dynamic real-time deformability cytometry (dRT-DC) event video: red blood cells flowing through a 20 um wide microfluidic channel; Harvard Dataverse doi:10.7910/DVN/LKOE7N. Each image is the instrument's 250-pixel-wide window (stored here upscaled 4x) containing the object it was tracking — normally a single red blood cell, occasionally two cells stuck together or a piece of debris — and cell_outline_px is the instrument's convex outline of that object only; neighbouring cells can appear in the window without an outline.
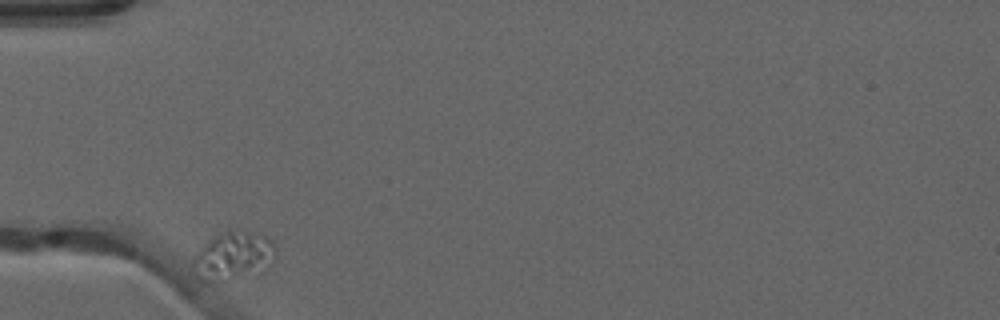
{"species": "common noctule bat (a hibernating species)", "species_latin": "Nyctalus noctula", "temperature_condition": "warm", "stored_images_in_passage": 37, "camera_frame_rate_fps": 3000, "um_per_image_px": 0.085, "animal": {"sex": "male", "forearm_length_mm": 52.5}, "frame": {"image": 1, "passage_image": 1, "time_ms": 0.0, "image_size_px": [1000, 320], "cell_outline_px": [[276, 256], [272, 264], [228, 280], [204, 280], [196, 276], [192, 264], [192, 260], [200, 248], [212, 236], [224, 232], [240, 228], [244, 228], [260, 232], [268, 236], [276, 244]], "centroid_in_image_um": [19.87, 21.65], "position_along_channel_um": 65.1, "area_um2": 23.29}}
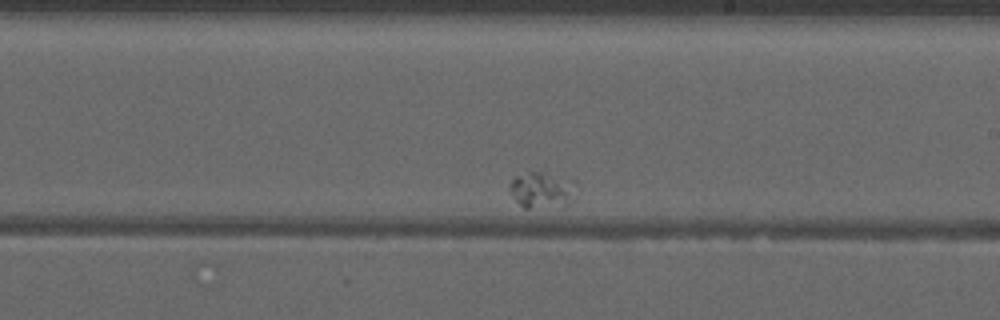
{"frame": {"image": 2, "passage_image": 21, "time_ms": 6.667, "image_size_px": [1000, 320], "cell_outline_px": [[576, 180], [568, 204], [564, 208], [524, 208], [512, 196], [508, 188], [508, 184], [516, 176], [528, 172], [544, 172]], "centroid_in_image_um": [46.04, 16.17], "position_along_channel_um": 243.0, "area_um2": 14.16}}
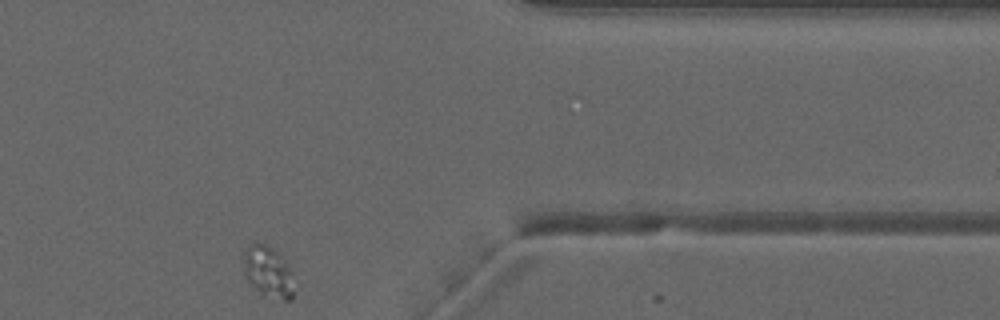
{"frame": {"image": 3, "passage_image": 37, "time_ms": 12.0, "image_size_px": [1000, 320], "cell_outline_px": [[292, 300], [284, 300], [260, 296], [248, 284], [244, 272], [244, 252], [248, 244], [252, 240], [264, 244], [272, 248], [280, 256], [292, 272]], "centroid_in_image_um": [22.73, 23.13], "position_along_channel_um": 388.7, "area_um2": 15.37}}